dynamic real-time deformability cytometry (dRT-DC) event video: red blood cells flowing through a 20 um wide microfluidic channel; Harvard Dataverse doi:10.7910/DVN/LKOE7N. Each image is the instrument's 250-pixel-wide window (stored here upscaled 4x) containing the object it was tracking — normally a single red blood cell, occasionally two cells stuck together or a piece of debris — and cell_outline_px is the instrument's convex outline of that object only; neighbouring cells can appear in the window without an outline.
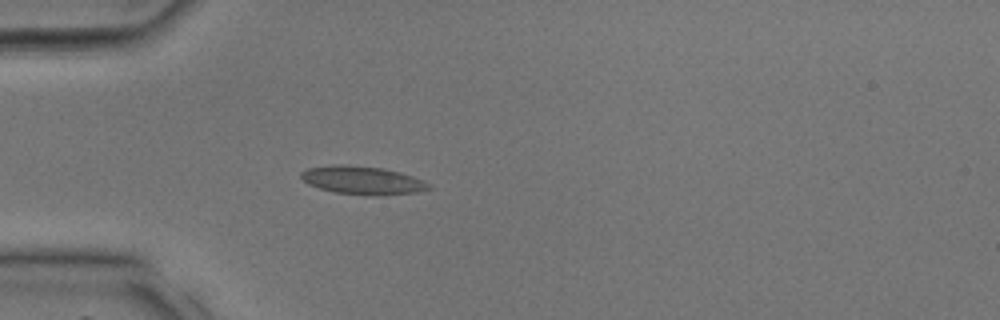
{"species": "common noctule bat (a hibernating species)", "species_latin": "Nyctalus noctula", "temperature_condition": "room temperature", "stored_images_in_passage": 37, "camera_frame_rate_fps": 3000, "um_per_image_px": 0.085, "animal": {"sex": "male", "body_mass_g": 17.9, "forearm_length_mm": 54.2}, "frame": {"image": 1, "passage_image": 11, "time_ms": 3.333, "image_size_px": [1000, 320], "cell_outline_px": [[432, 188], [416, 192], [336, 192], [320, 188], [308, 184], [300, 176], [300, 172], [308, 168], [332, 164], [348, 164], [384, 168], [400, 172], [424, 180], [432, 184]], "centroid_in_image_um": [30.77, 15.24], "position_along_channel_um": 54.2, "area_um2": 20.0}}
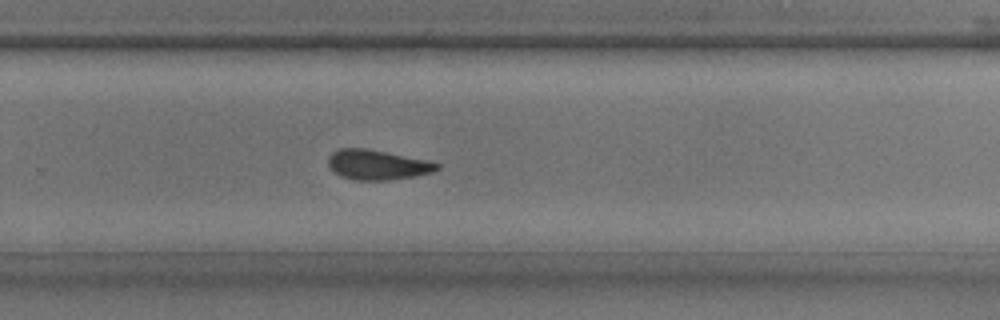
{"frame": {"image": 2, "passage_image": 25, "time_ms": 8.0, "image_size_px": [1000, 320], "cell_outline_px": [[440, 168], [432, 172], [412, 176], [388, 180], [352, 180], [340, 176], [328, 164], [328, 156], [332, 152], [340, 148], [364, 148], [428, 160], [440, 164]], "centroid_in_image_um": [32.06, 14.0], "position_along_channel_um": 297.7, "area_um2": 18.79}}
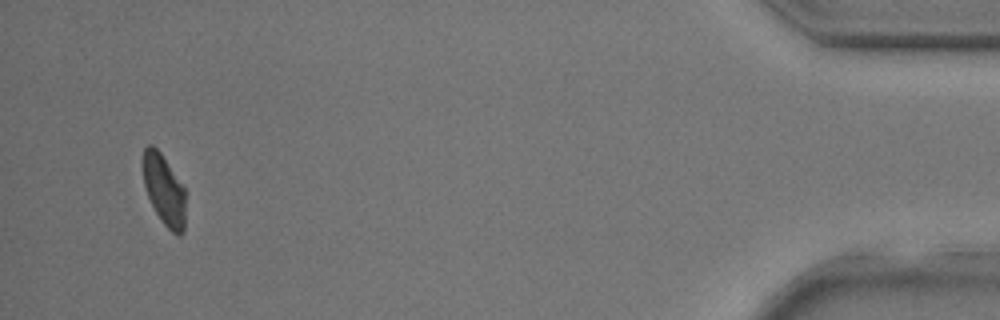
{"frame": {"image": 3, "passage_image": 36, "time_ms": 11.667, "image_size_px": [1000, 320], "cell_outline_px": [[184, 232], [180, 236], [176, 236], [164, 224], [156, 212], [148, 196], [144, 184], [140, 164], [140, 160], [144, 148], [148, 144], [152, 144], [160, 152], [184, 184]], "centroid_in_image_um": [13.91, 16.07], "position_along_channel_um": 421.3, "area_um2": 17.92}}